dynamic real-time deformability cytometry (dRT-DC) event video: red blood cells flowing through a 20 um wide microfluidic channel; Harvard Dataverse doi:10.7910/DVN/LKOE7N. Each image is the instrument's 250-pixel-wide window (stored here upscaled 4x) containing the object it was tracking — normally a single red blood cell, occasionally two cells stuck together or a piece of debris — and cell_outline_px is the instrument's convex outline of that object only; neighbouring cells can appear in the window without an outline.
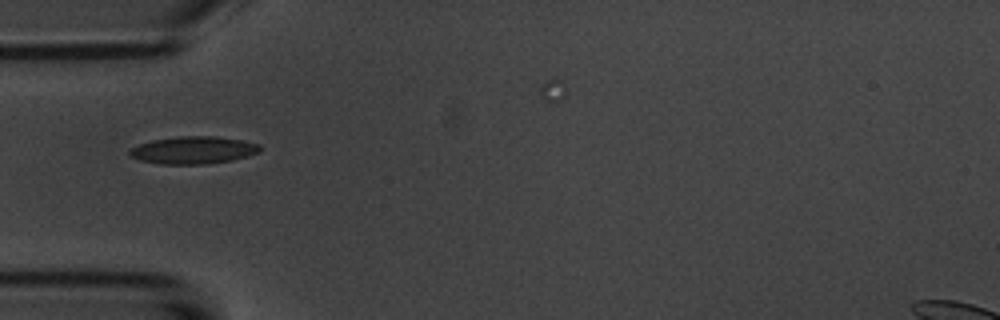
{"species": "common noctule bat (a hibernating species)", "species_latin": "Nyctalus noctula", "temperature_condition": "room temperature", "stored_images_in_passage": 5, "camera_frame_rate_fps": 3000, "um_per_image_px": 0.085, "animal": {"sex": "male", "body_mass_g": 20.1, "forearm_length_mm": 53.5}, "frame": {"image": 1, "passage_image": 5, "time_ms": 4.667, "image_size_px": [1000, 320], "cell_outline_px": [[260, 152], [248, 156], [232, 160], [208, 164], [160, 164], [140, 160], [132, 156], [128, 152], [132, 148], [140, 144], [152, 140], [176, 136], [216, 136], [244, 140], [260, 144]], "centroid_in_image_um": [16.48, 12.75], "position_along_channel_um": 68.5, "area_um2": 20.92}}